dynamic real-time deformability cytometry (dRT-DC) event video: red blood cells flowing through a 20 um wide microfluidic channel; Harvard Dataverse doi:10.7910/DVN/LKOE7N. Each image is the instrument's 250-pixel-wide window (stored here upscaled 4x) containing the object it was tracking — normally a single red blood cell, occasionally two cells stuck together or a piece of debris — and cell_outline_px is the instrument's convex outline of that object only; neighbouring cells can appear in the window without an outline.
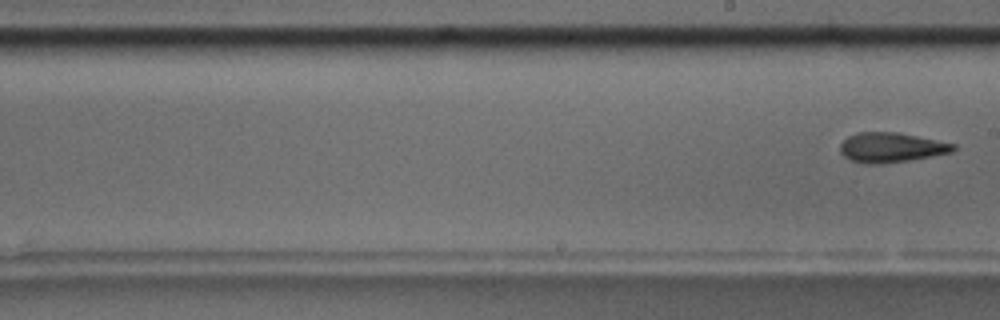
{"species": "common noctule bat (a hibernating species)", "species_latin": "Nyctalus noctula", "temperature_condition": "room temperature", "stored_images_in_passage": 11, "camera_frame_rate_fps": 3000, "um_per_image_px": 0.085, "animal": {"sex": "male", "body_mass_g": 17.5, "forearm_length_mm": 52.3}, "frame": {"image": 1, "passage_image": 11, "time_ms": 12.333, "image_size_px": [1000, 320], "cell_outline_px": [[956, 148], [952, 152], [932, 156], [908, 160], [880, 164], [868, 164], [852, 160], [844, 156], [840, 152], [840, 144], [848, 136], [856, 132], [896, 132], [956, 144]], "centroid_in_image_um": [75.73, 12.53], "position_along_channel_um": 213.3, "area_um2": 19.48}}